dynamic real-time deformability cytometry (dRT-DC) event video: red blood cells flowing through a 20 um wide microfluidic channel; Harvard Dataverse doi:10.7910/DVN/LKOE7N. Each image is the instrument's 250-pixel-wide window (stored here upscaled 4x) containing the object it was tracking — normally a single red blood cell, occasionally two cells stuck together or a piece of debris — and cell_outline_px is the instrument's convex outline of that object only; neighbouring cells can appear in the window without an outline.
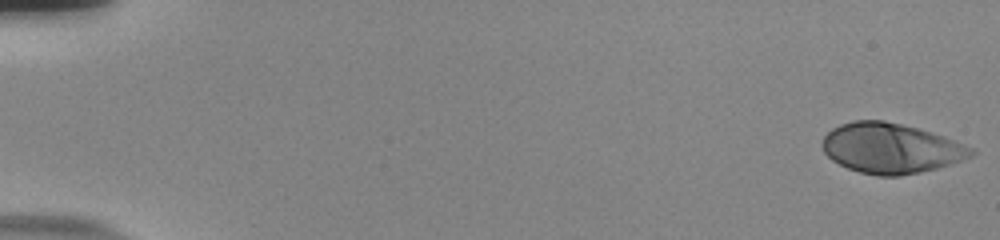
{"species": "human", "species_latin": "Homo sapiens", "temperature_condition": "room temperature", "stored_images_in_passage": 46, "camera_frame_rate_fps": 3000, "um_per_image_px": 0.085, "donor": {"sex": "male"}, "frame": {"image": 1, "passage_image": 1, "time_ms": 0.0, "image_size_px": [1000, 240], "cell_outline_px": [[976, 152], [972, 156], [936, 168], [920, 172], [900, 176], [876, 176], [860, 172], [848, 168], [832, 160], [824, 152], [820, 144], [824, 136], [832, 128], [840, 124], [852, 120], [884, 120], [932, 132], [944, 136], [972, 148]], "centroid_in_image_um": [75.68, 12.6], "position_along_channel_um": 9.3, "area_um2": 43.35}}
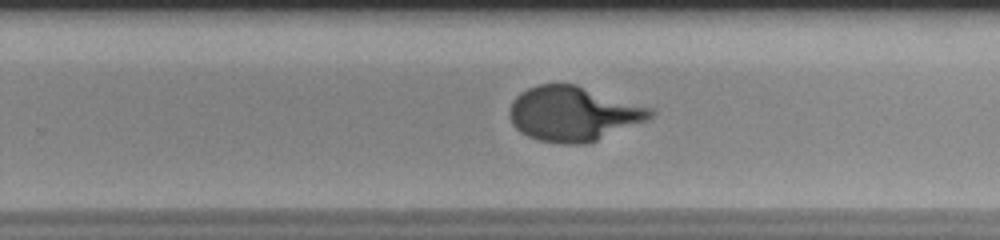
{"frame": {"image": 2, "passage_image": 37, "time_ms": 12.0, "image_size_px": [1000, 240], "cell_outline_px": [[656, 112], [648, 120], [596, 140], [584, 144], [564, 144], [536, 140], [520, 132], [512, 124], [508, 116], [508, 108], [512, 100], [520, 92], [528, 88], [540, 84], [576, 84], [652, 108]], "centroid_in_image_um": [48.69, 9.66], "position_along_channel_um": 281.1, "area_um2": 45.03}}
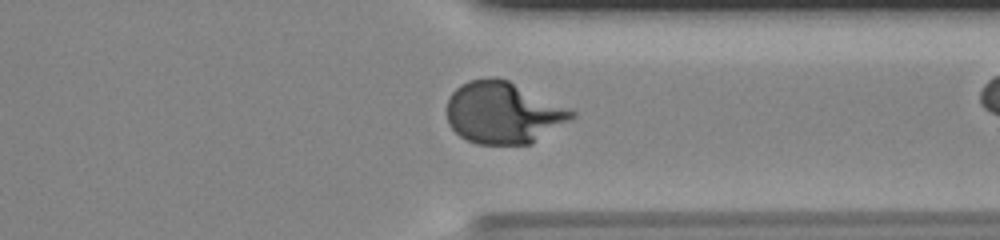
{"frame": {"image": 3, "passage_image": 44, "time_ms": 14.333, "image_size_px": [1000, 240], "cell_outline_px": [[576, 116], [532, 144], [476, 144], [460, 136], [448, 124], [448, 100], [452, 92], [460, 84], [468, 80], [492, 76], [508, 80], [572, 108], [576, 112]], "centroid_in_image_um": [42.8, 9.57], "position_along_channel_um": 368.6, "area_um2": 45.26}}